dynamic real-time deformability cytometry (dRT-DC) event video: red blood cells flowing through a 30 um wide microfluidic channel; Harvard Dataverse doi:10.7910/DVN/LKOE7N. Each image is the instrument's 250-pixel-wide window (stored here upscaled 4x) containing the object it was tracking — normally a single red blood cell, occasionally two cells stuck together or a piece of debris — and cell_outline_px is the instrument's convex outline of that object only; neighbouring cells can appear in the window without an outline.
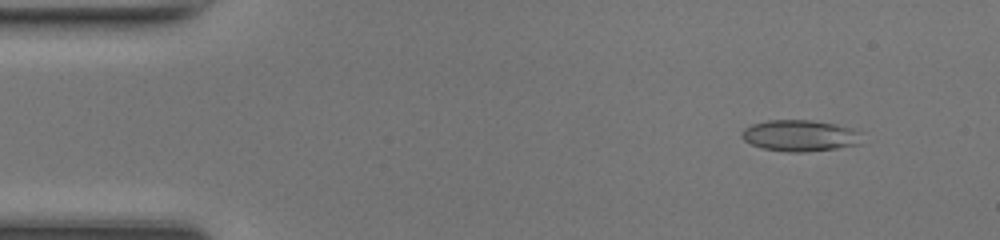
{"species": "common noctule bat (a hibernating species)", "species_latin": "Nyctalus noctula", "temperature_condition": "room temperature", "stored_images_in_passage": 48, "camera_frame_rate_fps": 3000, "um_per_image_px": 0.085, "animal": {"sex": "female", "body_mass_g": 17.0, "forearm_length_mm": 48.0}, "frame": {"image": 1, "passage_image": 4, "time_ms": 1.0, "image_size_px": [1000, 240], "cell_outline_px": [[860, 144], [836, 148], [800, 152], [788, 152], [764, 148], [752, 144], [744, 140], [740, 136], [740, 132], [744, 128], [752, 124], [768, 120], [812, 120], [836, 124], [856, 128], [860, 132]], "centroid_in_image_um": [68.0, 11.51], "position_along_channel_um": 17.0, "area_um2": 21.96}}
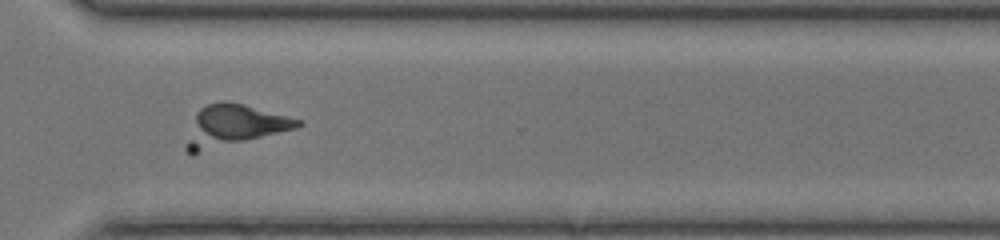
{"frame": {"image": 2, "passage_image": 34, "time_ms": 11.0, "image_size_px": [1000, 240], "cell_outline_px": [[304, 124], [296, 128], [192, 156], [184, 148], [184, 144], [196, 112], [200, 108], [208, 104], [220, 100], [228, 100], [244, 104], [304, 120]], "centroid_in_image_um": [19.84, 10.7], "position_along_channel_um": 350.8, "area_um2": 27.4}}
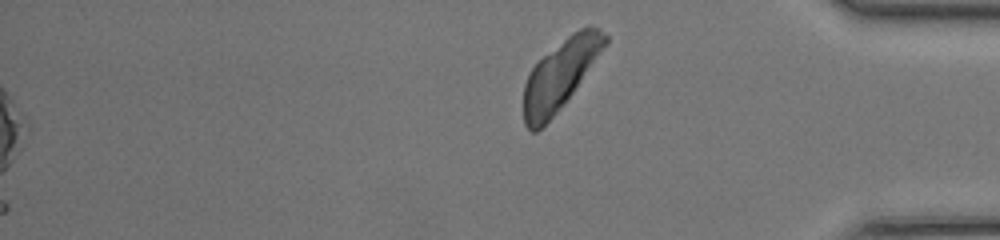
{"frame": {"image": 3, "passage_image": 48, "time_ms": 15.667, "image_size_px": [1000, 240], "cell_outline_px": [[608, 44], [572, 92], [556, 112], [536, 132], [532, 132], [524, 124], [524, 84], [532, 68], [544, 56], [572, 32], [588, 24], [600, 28], [608, 36]], "centroid_in_image_um": [47.65, 6.29], "position_along_channel_um": 387.6, "area_um2": 32.31}}